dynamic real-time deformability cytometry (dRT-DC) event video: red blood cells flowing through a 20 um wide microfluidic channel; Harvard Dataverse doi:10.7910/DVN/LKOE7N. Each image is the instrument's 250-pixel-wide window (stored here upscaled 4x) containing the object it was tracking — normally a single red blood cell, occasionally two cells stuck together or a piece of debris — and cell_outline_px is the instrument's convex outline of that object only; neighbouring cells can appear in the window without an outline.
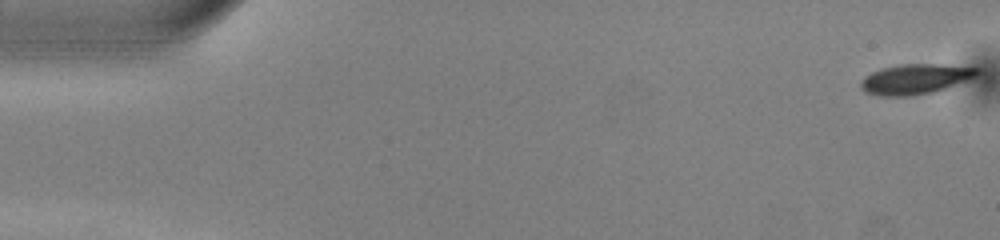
{"species": "common noctule bat (a hibernating species)", "species_latin": "Nyctalus noctula", "temperature_condition": "warm", "stored_images_in_passage": 51, "camera_frame_rate_fps": 3000, "um_per_image_px": 0.085, "animal": {"sex": "male", "body_mass_g": 13.0, "forearm_length_mm": 53.1}, "frame": {"image": 1, "passage_image": 1, "time_ms": 0.0, "image_size_px": [1000, 240], "cell_outline_px": [[980, 72], [976, 76], [944, 88], [932, 92], [912, 96], [880, 96], [864, 92], [860, 88], [860, 84], [872, 72], [880, 68], [900, 64], [944, 64], [980, 68]], "centroid_in_image_um": [77.8, 6.71], "position_along_channel_um": 7.2, "area_um2": 20.29}}
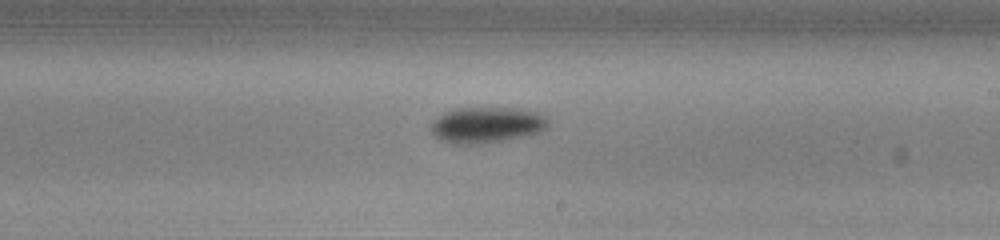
{"frame": {"image": 2, "passage_image": 30, "time_ms": 9.667, "image_size_px": [1000, 240], "cell_outline_px": [[548, 124], [540, 132], [524, 136], [480, 144], [456, 144], [444, 140], [436, 136], [432, 132], [432, 120], [444, 112], [456, 108], [520, 108], [536, 112], [544, 116], [548, 120]], "centroid_in_image_um": [41.36, 10.6], "position_along_channel_um": 247.6, "area_um2": 24.28}}
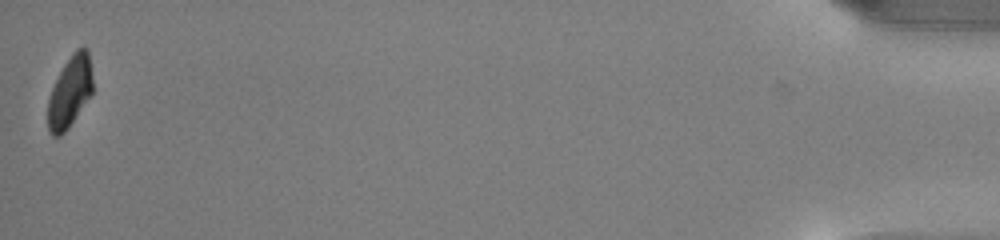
{"frame": {"image": 3, "passage_image": 51, "time_ms": 16.667, "image_size_px": [1000, 240], "cell_outline_px": [[92, 92], [68, 128], [60, 136], [52, 136], [48, 128], [48, 100], [52, 88], [64, 64], [76, 48], [84, 44], [88, 48], [92, 76]], "centroid_in_image_um": [5.95, 7.76], "position_along_channel_um": 429.3, "area_um2": 18.44}, "authors_computed_cell_mechanics": {"area_um2": 21.8484, "velocity_mm_per_s": 4.0232, "shape_relaxation_time_tau1_ms": 1.9051, "shape_relaxation_time_tau2_ms": null, "deformation_change_tau1": 0.1277, "deformation_change_tau2": null}}